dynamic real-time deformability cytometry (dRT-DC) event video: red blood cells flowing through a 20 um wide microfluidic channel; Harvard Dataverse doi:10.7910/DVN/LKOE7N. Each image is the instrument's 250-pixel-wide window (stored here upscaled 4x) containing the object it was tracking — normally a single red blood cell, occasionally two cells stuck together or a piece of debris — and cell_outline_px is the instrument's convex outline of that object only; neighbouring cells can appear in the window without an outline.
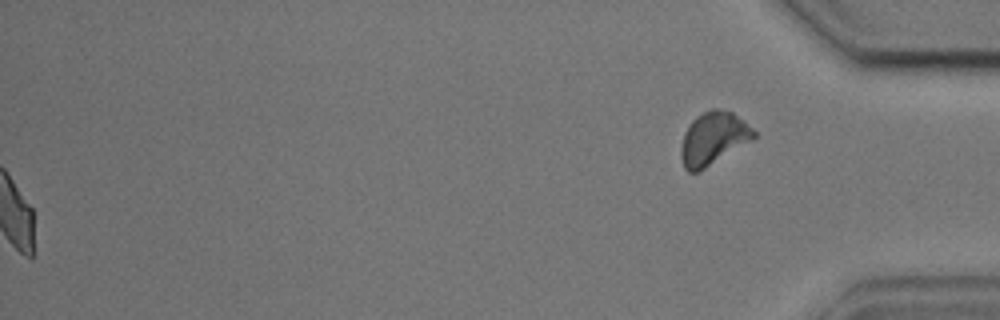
{"species": "common noctule bat (a hibernating species)", "species_latin": "Nyctalus noctula", "temperature_condition": "cold", "stored_images_in_passage": 56, "segment_of_instrument_passage": [2, 2], "camera_frame_rate_fps": 3000, "um_per_image_px": 0.085, "animal": {"sex": "male", "body_mass_g": 17.9, "forearm_length_mm": 54.2}, "frame": {"image": 1, "passage_image": 56, "time_ms": 18.333, "image_size_px": [1000, 320], "cell_outline_px": [[756, 136], [752, 140], [704, 168], [696, 172], [688, 172], [684, 168], [680, 156], [680, 148], [684, 132], [688, 124], [696, 116], [712, 108], [720, 108], [732, 112], [744, 120], [756, 132]], "centroid_in_image_um": [60.61, 11.74], "position_along_channel_um": 374.6, "area_um2": 22.37}}